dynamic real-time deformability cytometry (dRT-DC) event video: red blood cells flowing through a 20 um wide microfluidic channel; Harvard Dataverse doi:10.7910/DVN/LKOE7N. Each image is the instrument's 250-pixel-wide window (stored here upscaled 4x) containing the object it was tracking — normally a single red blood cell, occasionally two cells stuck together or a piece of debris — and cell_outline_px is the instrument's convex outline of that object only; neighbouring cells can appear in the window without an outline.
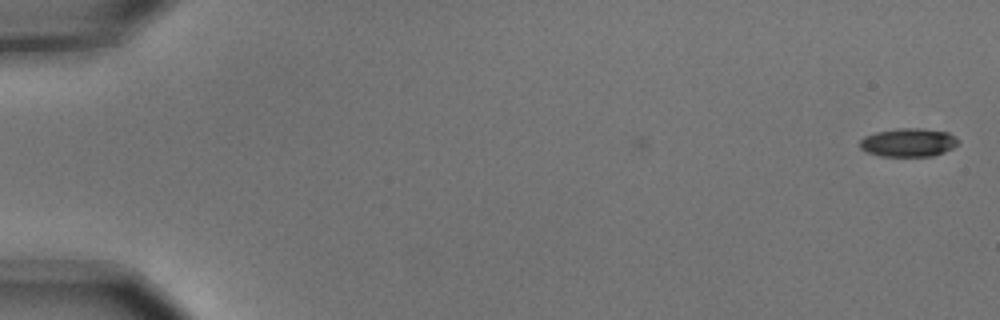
{"species": "common noctule bat (a hibernating species)", "species_latin": "Nyctalus noctula", "temperature_condition": "cold", "stored_images_in_passage": 2, "camera_frame_rate_fps": 3000, "um_per_image_px": 0.085, "animal": {"sex": "male", "body_mass_g": 15.6}, "frame": {"image": 1, "passage_image": 2, "time_ms": 0.333, "image_size_px": [1000, 320], "cell_outline_px": [[960, 140], [952, 148], [944, 152], [932, 156], [880, 156], [868, 152], [860, 148], [860, 140], [864, 136], [876, 132], [896, 128], [920, 128], [948, 132]], "centroid_in_image_um": [77.2, 12.1], "position_along_channel_um": 7.8, "area_um2": 16.3}}